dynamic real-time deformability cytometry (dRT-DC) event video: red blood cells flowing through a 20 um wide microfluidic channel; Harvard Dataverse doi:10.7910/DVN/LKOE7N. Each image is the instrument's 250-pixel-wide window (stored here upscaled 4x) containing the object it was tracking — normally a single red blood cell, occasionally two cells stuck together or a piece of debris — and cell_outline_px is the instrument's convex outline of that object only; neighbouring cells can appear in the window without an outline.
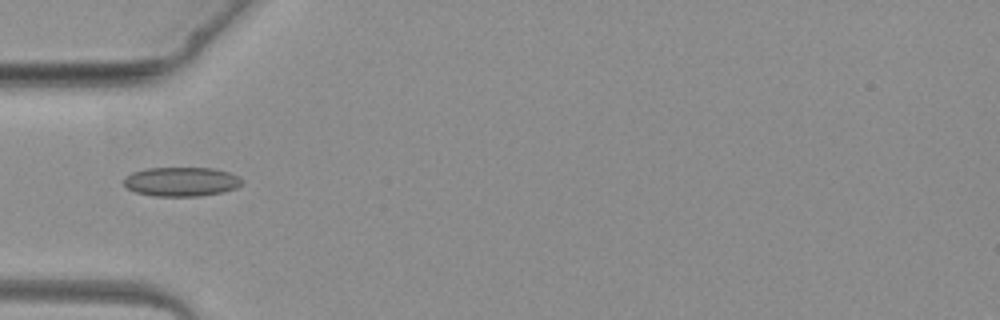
{"species": "common noctule bat (a hibernating species)", "species_latin": "Nyctalus noctula", "temperature_condition": "warm", "stored_images_in_passage": 1, "camera_frame_rate_fps": 3000, "um_per_image_px": 0.085, "animal": {"sex": "female", "body_mass_g": 19.3, "forearm_length_mm": 54.1}, "frame": {"image": 1, "passage_image": 1, "time_ms": 0.0, "image_size_px": [1000, 320], "cell_outline_px": [[244, 180], [236, 188], [220, 192], [200, 196], [152, 196], [136, 192], [128, 188], [124, 184], [124, 176], [132, 172], [144, 168], [212, 168], [228, 172]], "centroid_in_image_um": [15.37, 15.44], "position_along_channel_um": 69.6, "area_um2": 20.06}}